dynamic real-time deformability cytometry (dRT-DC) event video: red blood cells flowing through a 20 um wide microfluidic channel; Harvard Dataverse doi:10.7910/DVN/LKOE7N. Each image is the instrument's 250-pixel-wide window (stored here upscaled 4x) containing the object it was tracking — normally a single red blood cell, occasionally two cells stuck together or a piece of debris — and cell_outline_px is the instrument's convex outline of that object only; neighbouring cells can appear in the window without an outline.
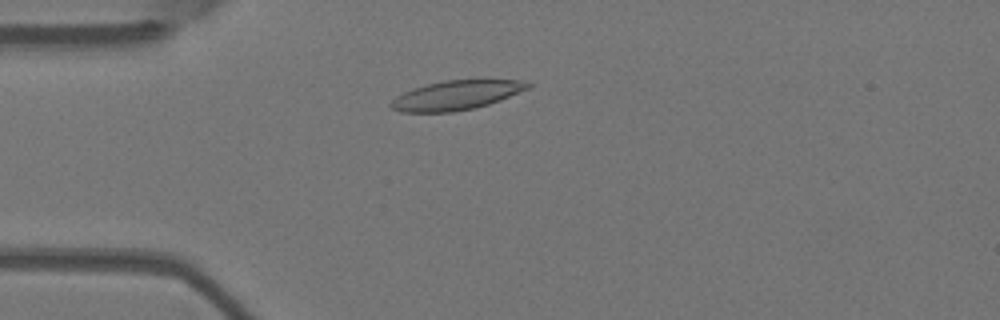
{"species": "Egyptian fruit bat (a non-hibernating species)", "species_latin": "Rousettus aegyptiacus", "temperature_condition": "warm", "stored_images_in_passage": 2, "camera_frame_rate_fps": 3000, "um_per_image_px": 0.085, "animal": {"sex": "female"}, "frame": {"image": 1, "passage_image": 2, "time_ms": 0.333, "image_size_px": [1000, 320], "cell_outline_px": [[532, 84], [528, 88], [500, 100], [476, 108], [452, 112], [400, 112], [392, 108], [388, 104], [396, 96], [404, 92], [428, 84], [444, 80], [520, 80]], "centroid_in_image_um": [38.76, 8.1], "position_along_channel_um": 46.2, "area_um2": 23.12}}